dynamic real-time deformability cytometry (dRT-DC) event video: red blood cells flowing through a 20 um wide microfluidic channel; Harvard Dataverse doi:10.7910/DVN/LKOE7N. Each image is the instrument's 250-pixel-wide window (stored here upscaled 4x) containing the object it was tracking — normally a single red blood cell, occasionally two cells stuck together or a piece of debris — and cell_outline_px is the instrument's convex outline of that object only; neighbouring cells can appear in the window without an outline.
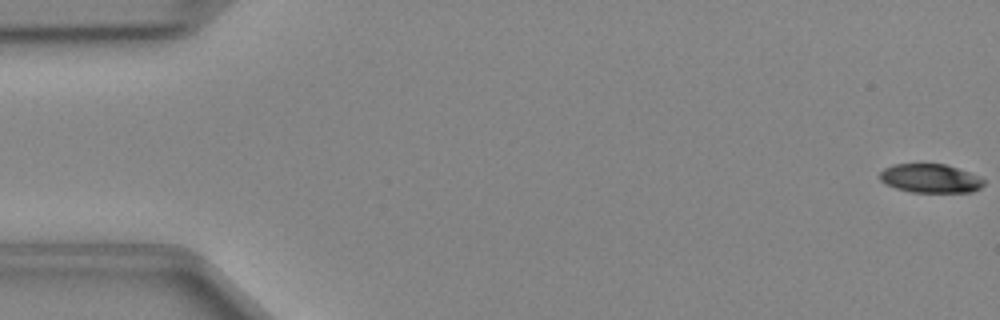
{"species": "Egyptian fruit bat (a non-hibernating species)", "species_latin": "Rousettus aegyptiacus", "temperature_condition": "cold", "stored_images_in_passage": 48, "camera_frame_rate_fps": 3000, "um_per_image_px": 0.085, "animal": {"sex": "female"}, "frame": {"image": 1, "passage_image": 1, "time_ms": 0.0, "image_size_px": [1000, 320], "cell_outline_px": [[984, 184], [980, 188], [972, 192], [912, 192], [896, 188], [880, 180], [880, 172], [884, 168], [892, 164], [944, 164], [980, 176], [984, 180]], "centroid_in_image_um": [79.09, 15.16], "position_along_channel_um": 5.9, "area_um2": 17.34}}
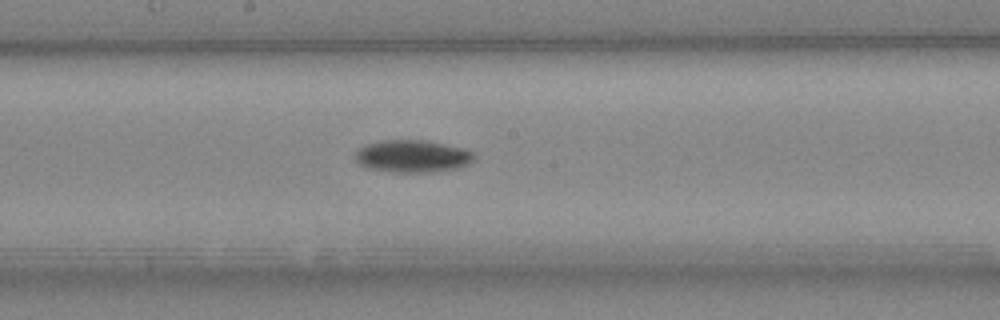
{"frame": {"image": 2, "passage_image": 26, "time_ms": 8.333, "image_size_px": [1000, 320], "cell_outline_px": [[476, 156], [468, 164], [456, 168], [436, 172], [396, 172], [368, 168], [360, 164], [356, 160], [356, 152], [360, 148], [368, 144], [384, 140], [420, 140], [444, 144], [460, 148], [472, 152]], "centroid_in_image_um": [35.06, 13.29], "position_along_channel_um": 213.1, "area_um2": 22.02}}
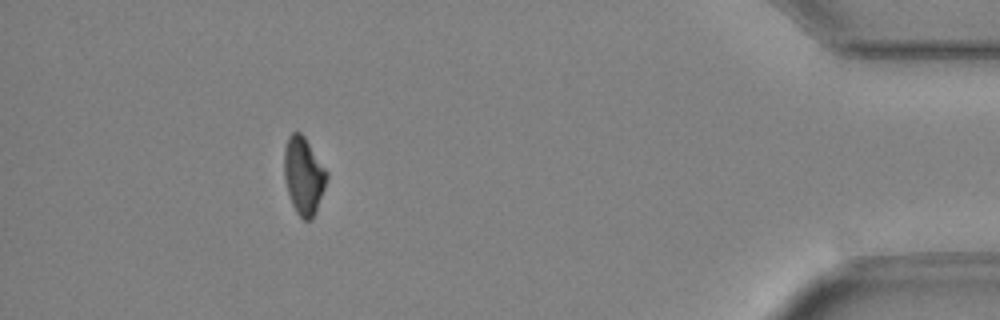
{"frame": {"image": 3, "passage_image": 44, "time_ms": 14.333, "image_size_px": [1000, 320], "cell_outline_px": [[328, 176], [316, 212], [308, 220], [304, 220], [296, 212], [292, 204], [288, 192], [284, 176], [284, 148], [288, 136], [292, 132], [300, 132], [304, 136], [328, 172]], "centroid_in_image_um": [25.8, 14.9], "position_along_channel_um": 409.4, "area_um2": 19.02}}